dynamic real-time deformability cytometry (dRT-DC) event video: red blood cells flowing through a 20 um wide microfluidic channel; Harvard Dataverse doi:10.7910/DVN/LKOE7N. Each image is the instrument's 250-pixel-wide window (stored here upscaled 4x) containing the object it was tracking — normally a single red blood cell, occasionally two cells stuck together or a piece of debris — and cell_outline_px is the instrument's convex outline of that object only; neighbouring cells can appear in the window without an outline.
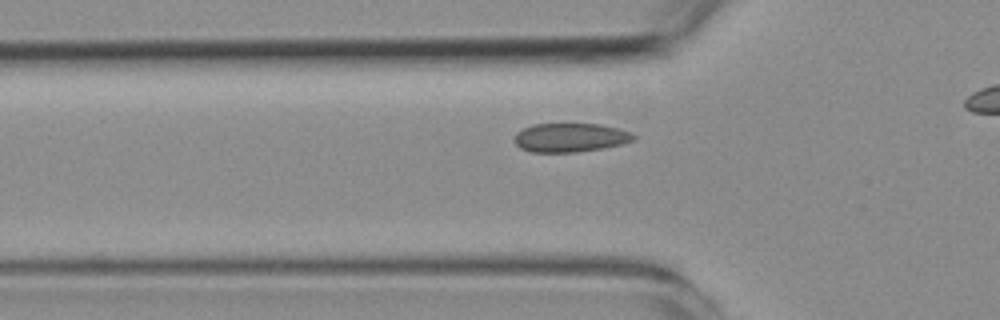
{"species": "common noctule bat (a hibernating species)", "species_latin": "Nyctalus noctula", "temperature_condition": "room temperature", "stored_images_in_passage": 29, "camera_frame_rate_fps": 3000, "um_per_image_px": 0.085, "animal": {"sex": "female", "body_mass_g": 19.3, "forearm_length_mm": 54.1}, "frame": {"image": 1, "passage_image": 8, "time_ms": 2.333, "image_size_px": [1000, 320], "cell_outline_px": [[636, 140], [620, 144], [600, 148], [576, 152], [532, 152], [520, 148], [512, 140], [516, 132], [532, 124], [600, 124], [632, 132], [636, 136]], "centroid_in_image_um": [48.44, 11.69], "position_along_channel_um": 77.4, "area_um2": 20.06}}
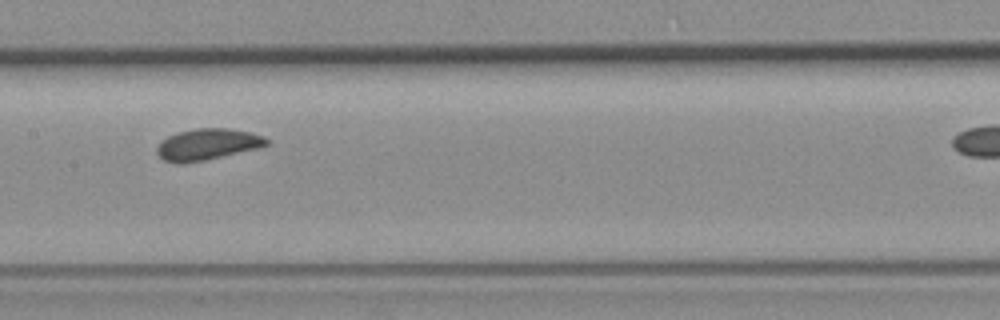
{"frame": {"image": 2, "passage_image": 17, "time_ms": 5.333, "image_size_px": [1000, 320], "cell_outline_px": [[272, 140], [268, 144], [256, 148], [204, 160], [180, 164], [176, 164], [164, 160], [156, 152], [156, 148], [168, 136], [176, 132], [196, 128], [228, 128], [252, 132], [264, 136]], "centroid_in_image_um": [17.64, 12.26], "position_along_channel_um": 189.8, "area_um2": 19.94}}
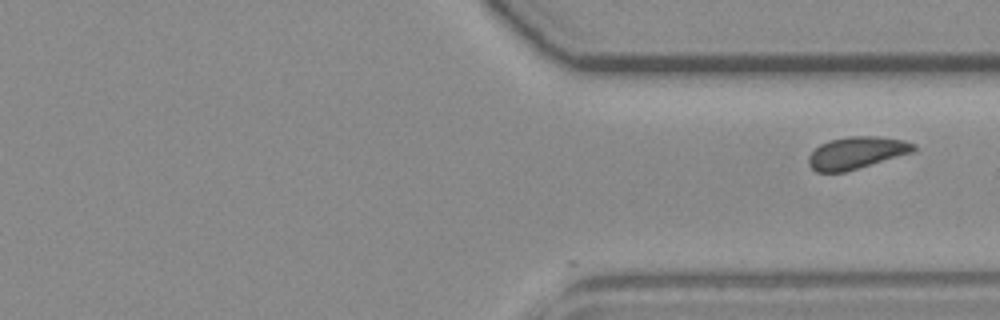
{"frame": {"image": 3, "passage_image": 29, "time_ms": 9.333, "image_size_px": [1000, 320], "cell_outline_px": [[916, 148], [912, 152], [844, 172], [816, 172], [808, 164], [808, 156], [820, 144], [828, 140], [848, 136], [876, 136], [904, 140], [916, 144]], "centroid_in_image_um": [72.78, 12.98], "position_along_channel_um": 338.6, "area_um2": 19.54}}